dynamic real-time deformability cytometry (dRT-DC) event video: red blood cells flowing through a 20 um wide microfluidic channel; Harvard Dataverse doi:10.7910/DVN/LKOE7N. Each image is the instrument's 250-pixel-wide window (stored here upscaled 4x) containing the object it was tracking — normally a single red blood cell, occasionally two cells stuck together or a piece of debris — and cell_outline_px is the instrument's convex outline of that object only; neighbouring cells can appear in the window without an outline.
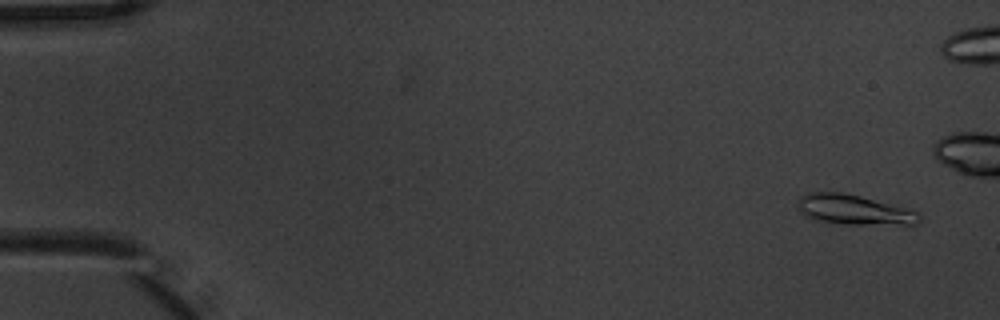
{"species": "common noctule bat (a hibernating species)", "species_latin": "Nyctalus noctula", "temperature_condition": "warm", "stored_images_in_passage": 6, "camera_frame_rate_fps": 3000, "um_per_image_px": 0.085, "animal": {"sex": "male", "body_mass_g": 20.1, "forearm_length_mm": 53.5}, "frame": {"image": 1, "passage_image": 1, "time_ms": 0.0, "image_size_px": [1000, 320], "cell_outline_px": [[924, 220], [916, 224], [840, 224], [812, 220], [800, 212], [796, 204], [796, 200], [800, 196], [812, 192], [844, 192], [912, 208], [920, 212]], "centroid_in_image_um": [72.63, 17.82], "position_along_channel_um": 12.4, "area_um2": 21.91}}